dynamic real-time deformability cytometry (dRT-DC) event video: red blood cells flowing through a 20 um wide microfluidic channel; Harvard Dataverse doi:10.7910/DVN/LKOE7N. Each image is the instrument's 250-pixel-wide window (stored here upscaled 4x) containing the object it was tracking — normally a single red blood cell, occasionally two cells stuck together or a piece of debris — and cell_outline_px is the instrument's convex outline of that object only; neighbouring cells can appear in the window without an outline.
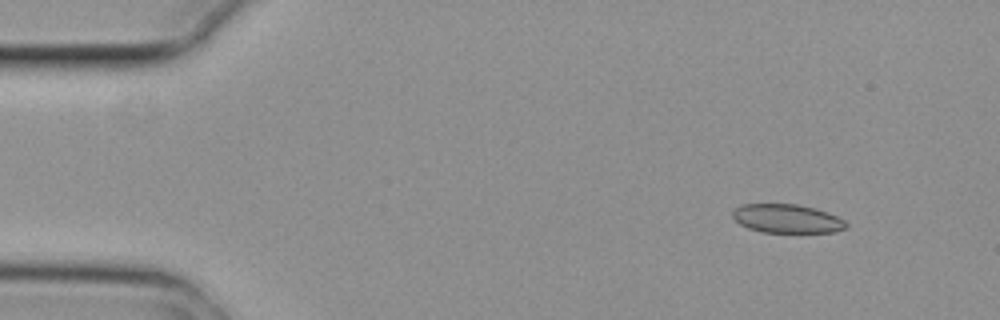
{"species": "common noctule bat (a hibernating species)", "species_latin": "Nyctalus noctula", "temperature_condition": "cold", "stored_images_in_passage": 5, "camera_frame_rate_fps": 3000, "um_per_image_px": 0.085, "animal": {"sex": "female", "body_mass_g": 29.2, "forearm_length_mm": 56.3}, "frame": {"image": 1, "passage_image": 1, "time_ms": 0.0, "image_size_px": [1000, 320], "cell_outline_px": [[848, 228], [836, 232], [760, 232], [748, 228], [740, 224], [732, 216], [732, 212], [740, 204], [796, 204], [828, 212], [844, 220], [848, 224]], "centroid_in_image_um": [66.9, 18.59], "position_along_channel_um": 18.1, "area_um2": 19.02}}
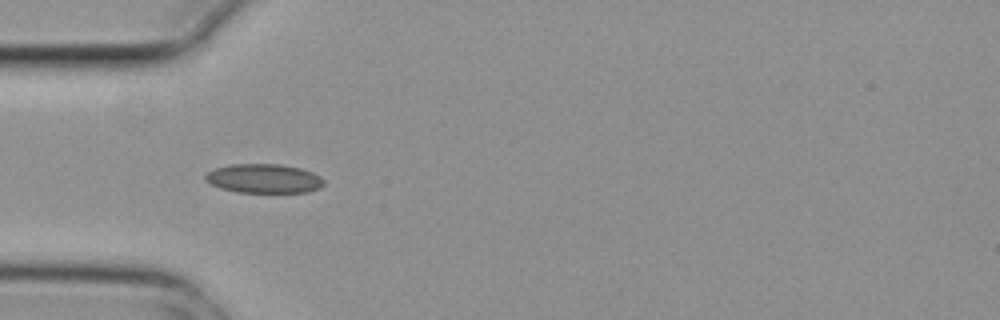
{"frame": {"image": 2, "passage_image": 4, "time_ms": 1.0, "image_size_px": [1000, 320], "cell_outline_px": [[324, 184], [320, 188], [308, 192], [236, 192], [220, 188], [204, 180], [204, 176], [208, 172], [216, 168], [232, 164], [280, 164], [300, 168], [312, 172], [320, 176], [324, 180]], "centroid_in_image_um": [22.44, 15.17], "position_along_channel_um": 62.6, "area_um2": 20.11}}
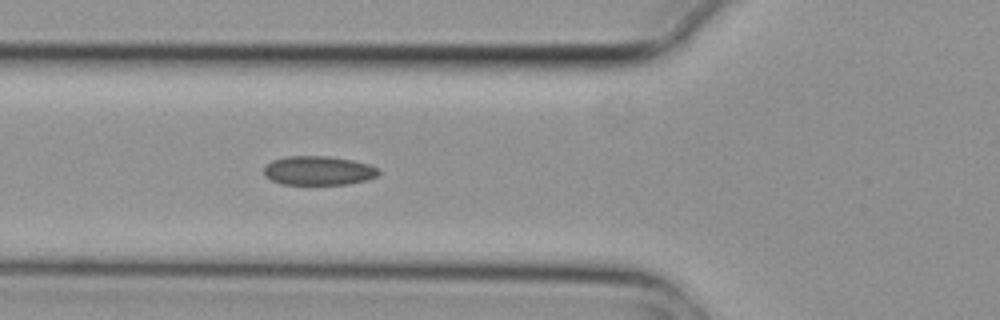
{"frame": {"image": 3, "passage_image": 5, "time_ms": 1.333, "image_size_px": [1000, 320], "cell_outline_px": [[380, 172], [376, 176], [368, 180], [348, 184], [284, 184], [272, 180], [264, 176], [264, 168], [272, 160], [284, 156], [328, 156], [352, 160], [368, 164], [376, 168]], "centroid_in_image_um": [27.06, 14.5], "position_along_channel_um": 98.7, "area_um2": 19.36}}